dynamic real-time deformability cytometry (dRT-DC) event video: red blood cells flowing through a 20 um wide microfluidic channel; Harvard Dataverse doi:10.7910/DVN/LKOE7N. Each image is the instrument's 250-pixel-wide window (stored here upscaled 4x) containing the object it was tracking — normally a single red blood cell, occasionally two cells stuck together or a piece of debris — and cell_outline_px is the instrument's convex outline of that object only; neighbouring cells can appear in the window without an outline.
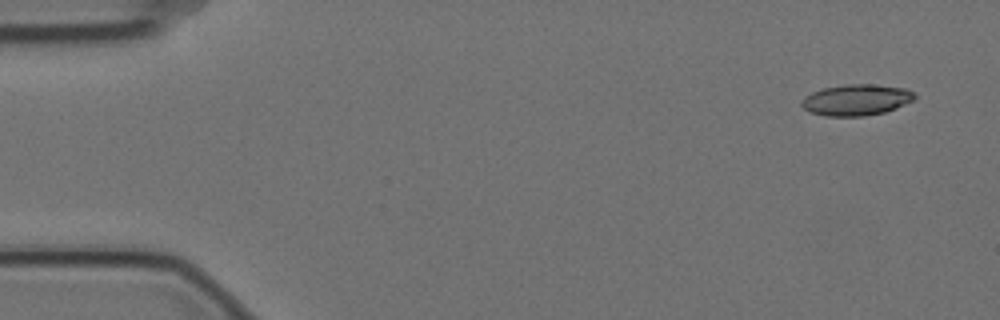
{"species": "Egyptian fruit bat (a non-hibernating species)", "species_latin": "Rousettus aegyptiacus", "temperature_condition": "cold", "stored_images_in_passage": 9, "camera_frame_rate_fps": 3000, "um_per_image_px": 0.085, "animal": {"sex": "female"}, "frame": {"image": 1, "passage_image": 1, "time_ms": 0.0, "image_size_px": [1000, 320], "cell_outline_px": [[916, 100], [896, 108], [884, 112], [864, 116], [824, 116], [808, 112], [800, 104], [800, 100], [804, 96], [820, 88], [848, 84], [872, 84], [904, 88], [912, 92], [916, 96]], "centroid_in_image_um": [72.75, 8.49], "position_along_channel_um": 12.3, "area_um2": 20.75}}
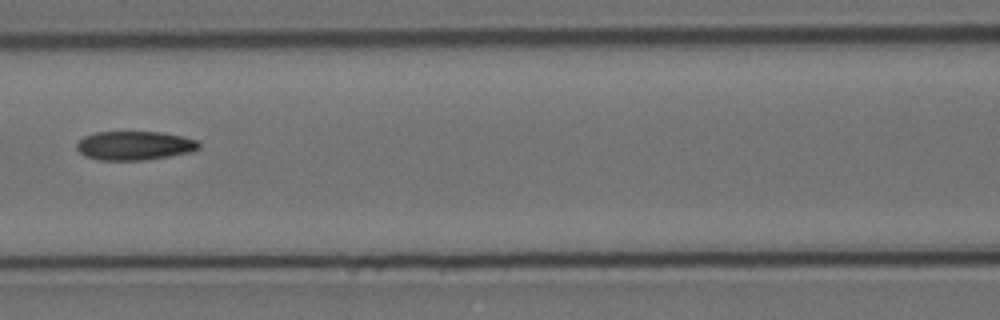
{"frame": {"image": 2, "passage_image": 6, "time_ms": 1.667, "image_size_px": [1000, 320], "cell_outline_px": [[200, 148], [192, 152], [168, 156], [140, 160], [100, 160], [84, 156], [76, 148], [76, 144], [84, 136], [96, 132], [160, 132], [184, 136], [196, 140], [200, 144]], "centroid_in_image_um": [11.44, 12.37], "position_along_channel_um": 155.2, "area_um2": 20.58}}
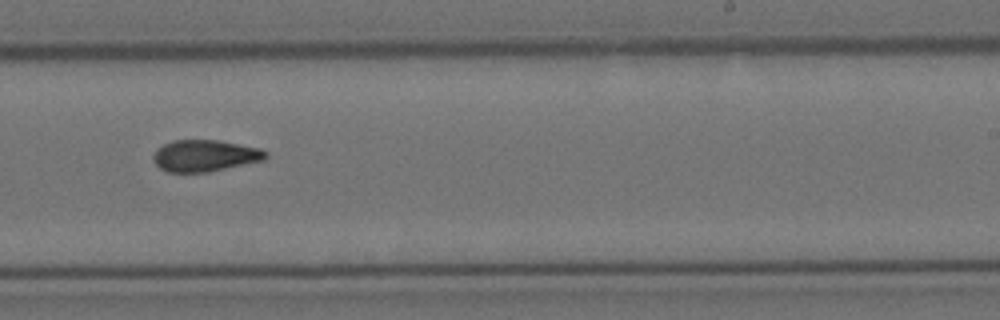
{"frame": {"image": 3, "passage_image": 9, "time_ms": 2.667, "image_size_px": [1000, 320], "cell_outline_px": [[268, 156], [264, 160], [208, 172], [168, 172], [160, 168], [152, 160], [152, 156], [164, 144], [172, 140], [220, 140], [260, 148], [268, 152]], "centroid_in_image_um": [17.44, 13.23], "position_along_channel_um": 271.6, "area_um2": 20.69}}